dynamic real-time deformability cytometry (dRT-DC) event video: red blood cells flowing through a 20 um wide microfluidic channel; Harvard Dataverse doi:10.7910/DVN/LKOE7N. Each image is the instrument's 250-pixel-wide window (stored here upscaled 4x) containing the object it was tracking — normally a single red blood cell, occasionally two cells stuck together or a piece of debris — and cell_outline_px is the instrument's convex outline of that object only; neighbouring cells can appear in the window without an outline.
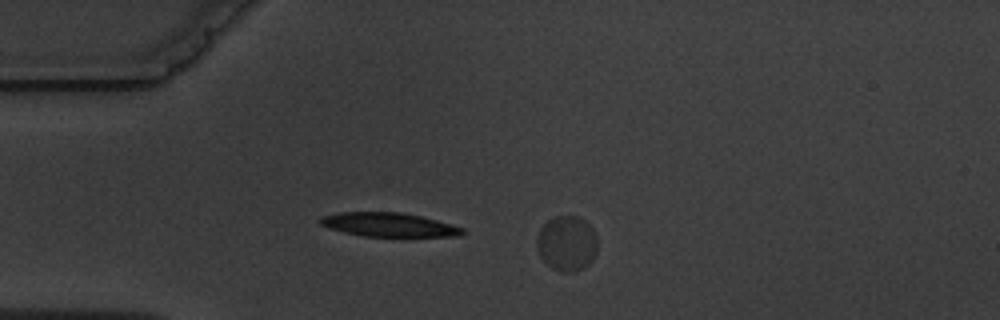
{"species": "common noctule bat (a hibernating species)", "species_latin": "Nyctalus noctula", "temperature_condition": "warm", "stored_images_in_passage": 4, "camera_frame_rate_fps": 3000, "um_per_image_px": 0.085, "animal": {"sex": "male", "body_mass_g": 19.5, "forearm_length_mm": 54.6}, "frame": {"image": 1, "passage_image": 3, "time_ms": 2.333, "image_size_px": [1000, 320], "cell_outline_px": [[596, 252], [592, 260], [584, 268], [572, 272], [564, 272], [552, 268], [540, 256], [536, 248], [536, 240], [540, 228], [548, 220], [556, 216], [576, 216], [584, 220], [596, 232]], "centroid_in_image_um": [48.17, 20.68], "position_along_channel_um": 36.8, "area_um2": 19.48}}